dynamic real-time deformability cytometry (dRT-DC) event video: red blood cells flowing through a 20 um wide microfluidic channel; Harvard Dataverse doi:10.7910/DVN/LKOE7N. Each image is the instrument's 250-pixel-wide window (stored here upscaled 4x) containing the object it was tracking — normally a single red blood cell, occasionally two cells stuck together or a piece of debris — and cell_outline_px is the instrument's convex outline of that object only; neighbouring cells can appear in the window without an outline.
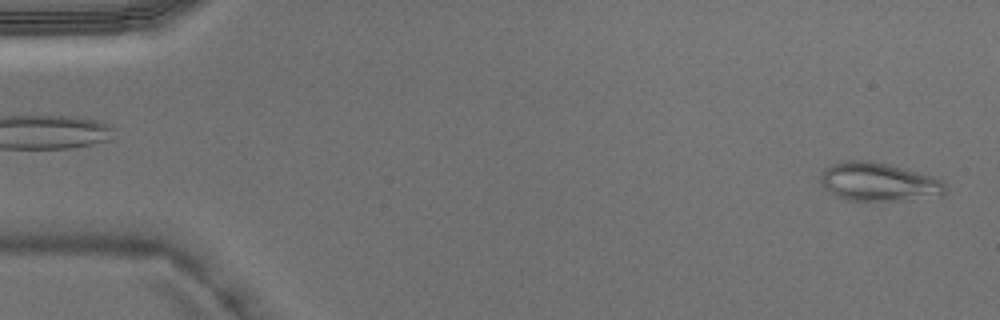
{"species": "Egyptian fruit bat (a non-hibernating species)", "species_latin": "Rousettus aegyptiacus", "temperature_condition": "warm", "stored_images_in_passage": 4, "camera_frame_rate_fps": 3000, "um_per_image_px": 0.085, "animal": {"sex": "male"}, "frame": {"image": 1, "passage_image": 4, "time_ms": 1.0, "image_size_px": [1000, 320], "cell_outline_px": [[944, 196], [900, 200], [848, 200], [836, 196], [828, 192], [820, 184], [820, 172], [824, 168], [832, 164], [844, 160], [872, 160], [904, 168], [932, 176], [940, 180], [944, 184]], "centroid_in_image_um": [74.62, 15.45], "position_along_channel_um": 10.4, "area_um2": 28.15}}